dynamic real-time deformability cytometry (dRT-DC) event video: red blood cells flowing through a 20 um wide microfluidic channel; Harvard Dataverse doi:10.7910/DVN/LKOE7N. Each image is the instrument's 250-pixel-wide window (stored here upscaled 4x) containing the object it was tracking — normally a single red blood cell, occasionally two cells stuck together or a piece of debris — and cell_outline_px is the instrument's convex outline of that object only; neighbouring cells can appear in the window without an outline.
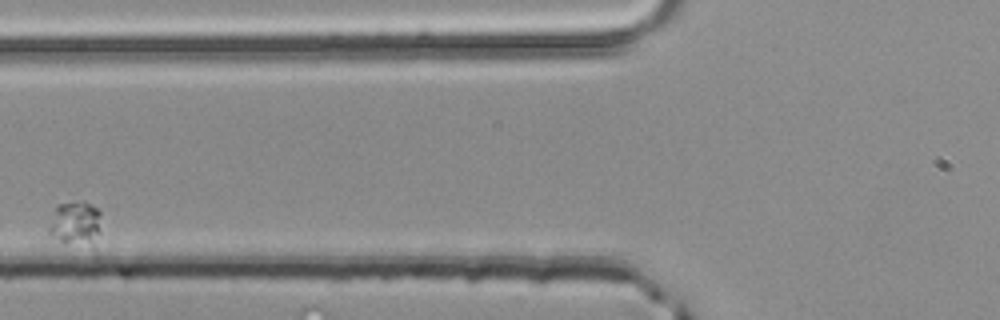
{"species": "common noctule bat (a hibernating species)", "species_latin": "Nyctalus noctula", "temperature_condition": "room temperature", "stored_images_in_passage": 2, "camera_frame_rate_fps": 3000, "um_per_image_px": 0.085, "animal": {"sex": "male", "body_mass_g": 20.4}, "frame": {"image": 1, "passage_image": 2, "time_ms": 0.333, "image_size_px": [1000, 320], "cell_outline_px": [[100, 212], [96, 260], [60, 240], [48, 232], [48, 228], [56, 204], [84, 200], [96, 208]], "centroid_in_image_um": [6.52, 19.21], "position_along_channel_um": 119.3, "area_um2": 15.2}}